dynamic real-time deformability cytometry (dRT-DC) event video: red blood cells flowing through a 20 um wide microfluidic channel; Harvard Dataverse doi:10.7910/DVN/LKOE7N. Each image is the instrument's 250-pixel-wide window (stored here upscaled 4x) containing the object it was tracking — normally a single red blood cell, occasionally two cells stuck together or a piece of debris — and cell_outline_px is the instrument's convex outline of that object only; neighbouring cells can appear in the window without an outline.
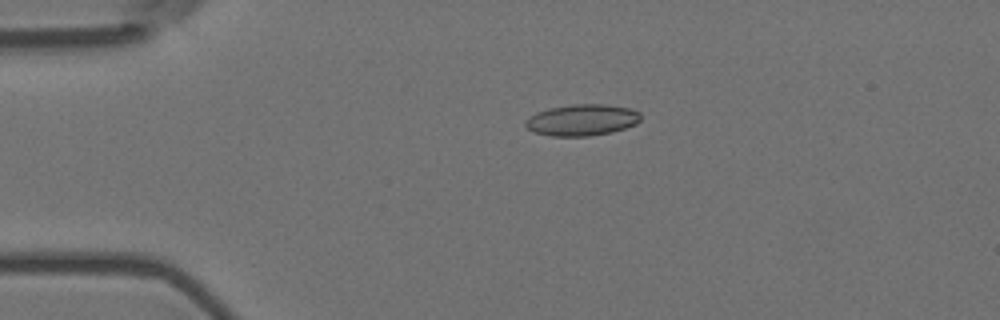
{"species": "Egyptian fruit bat (a non-hibernating species)", "species_latin": "Rousettus aegyptiacus", "temperature_condition": "room temperature", "stored_images_in_passage": 4, "camera_frame_rate_fps": 3000, "um_per_image_px": 0.085, "animal": {"sex": "female"}, "frame": {"image": 1, "passage_image": 3, "time_ms": 0.667, "image_size_px": [1000, 320], "cell_outline_px": [[640, 120], [636, 124], [612, 132], [588, 136], [552, 136], [536, 132], [528, 128], [524, 124], [524, 120], [528, 116], [536, 112], [548, 108], [572, 104], [604, 104], [628, 108], [640, 112]], "centroid_in_image_um": [49.44, 10.19], "position_along_channel_um": 35.6, "area_um2": 21.1}}